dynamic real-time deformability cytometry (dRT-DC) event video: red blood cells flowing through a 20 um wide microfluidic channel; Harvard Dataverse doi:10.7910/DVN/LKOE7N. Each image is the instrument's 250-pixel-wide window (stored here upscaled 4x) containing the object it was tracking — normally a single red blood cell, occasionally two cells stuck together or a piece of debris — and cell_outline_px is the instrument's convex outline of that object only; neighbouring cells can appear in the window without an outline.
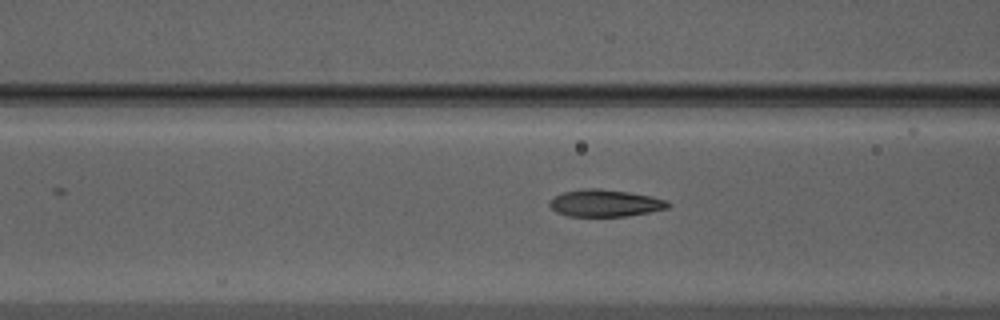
{"species": "Egyptian fruit bat (a non-hibernating species)", "species_latin": "Rousettus aegyptiacus", "temperature_condition": "warm", "stored_images_in_passage": 25, "camera_frame_rate_fps": 3000, "um_per_image_px": 0.085, "animal": {"sex": "male"}, "frame": {"image": 1, "passage_image": 3, "time_ms": 0.667, "image_size_px": [1000, 320], "cell_outline_px": [[672, 204], [668, 208], [628, 216], [568, 216], [556, 212], [548, 204], [560, 192], [584, 188], [600, 188], [628, 192], [652, 196], [664, 200]], "centroid_in_image_um": [51.42, 17.26], "position_along_channel_um": 115.2, "area_um2": 18.67}}
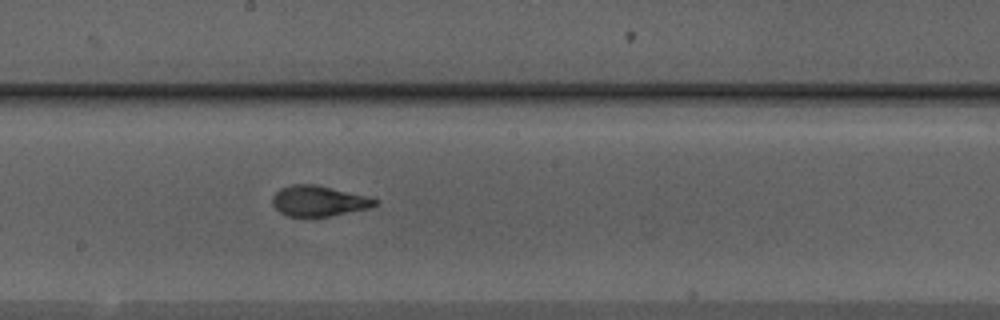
{"frame": {"image": 2, "passage_image": 11, "time_ms": 3.333, "image_size_px": [1000, 320], "cell_outline_px": [[380, 200], [376, 204], [368, 208], [328, 216], [288, 216], [280, 212], [272, 204], [272, 196], [280, 188], [292, 184], [316, 184]], "centroid_in_image_um": [27.03, 17.07], "position_along_channel_um": 221.2, "area_um2": 17.92}}
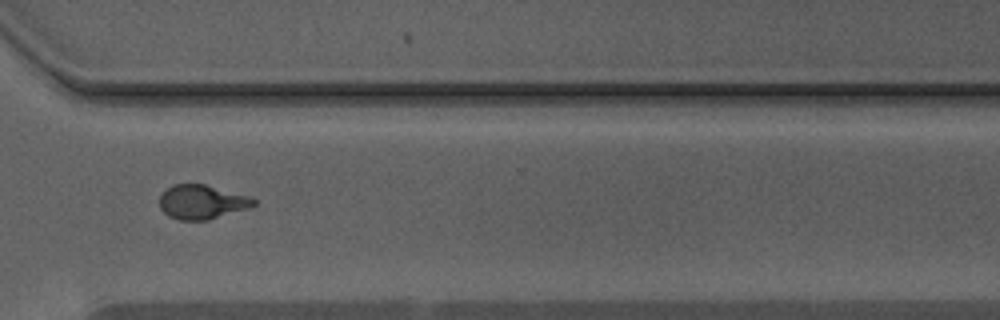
{"frame": {"image": 3, "passage_image": 21, "time_ms": 6.667, "image_size_px": [1000, 320], "cell_outline_px": [[256, 204], [248, 208], [208, 220], [180, 220], [168, 216], [160, 208], [160, 196], [172, 184], [204, 184], [244, 196], [256, 200]], "centroid_in_image_um": [17.11, 17.18], "position_along_channel_um": 353.5, "area_um2": 18.32}, "authors_computed_cell_mechanics": {"area_um2": 18.0336, "velocity_mm_per_s": 3.9739, "shape_relaxation_time_tau1_ms": 3.9054, "shape_relaxation_time_tau2_ms": 0.5592, "deformation_change_tau1": 0.1723, "deformation_change_tau2": 0.0718}}